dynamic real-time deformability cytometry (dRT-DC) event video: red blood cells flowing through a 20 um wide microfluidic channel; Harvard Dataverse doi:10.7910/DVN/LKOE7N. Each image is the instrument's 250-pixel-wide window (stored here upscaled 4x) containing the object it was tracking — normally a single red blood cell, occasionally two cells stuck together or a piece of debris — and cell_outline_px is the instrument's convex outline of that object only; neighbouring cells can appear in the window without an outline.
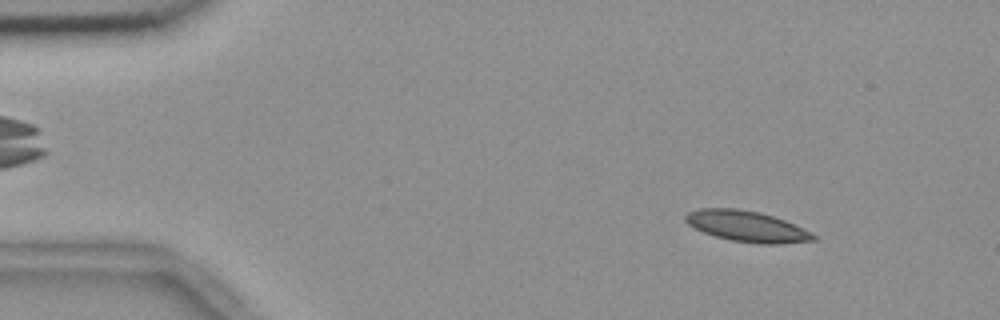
{"species": "common noctule bat (a hibernating species)", "species_latin": "Nyctalus noctula", "temperature_condition": "room temperature", "stored_images_in_passage": 54, "camera_frame_rate_fps": 3000, "um_per_image_px": 0.085, "animal": {"sex": "female", "body_mass_g": 18.4}, "frame": {"image": 1, "passage_image": 6, "time_ms": 1.667, "image_size_px": [1000, 320], "cell_outline_px": [[816, 240], [780, 244], [760, 244], [732, 240], [716, 236], [704, 232], [688, 224], [684, 220], [684, 216], [688, 212], [700, 208], [736, 208], [760, 212], [784, 220], [816, 236]], "centroid_in_image_um": [63.44, 19.23], "position_along_channel_um": 21.6, "area_um2": 22.66}}
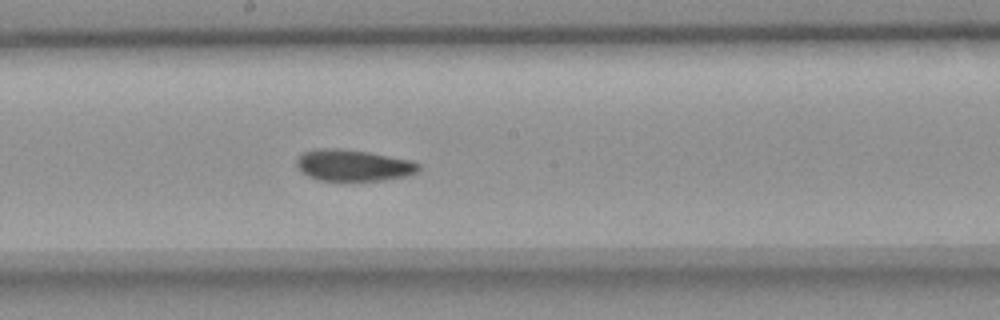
{"frame": {"image": 2, "passage_image": 29, "time_ms": 9.333, "image_size_px": [1000, 320], "cell_outline_px": [[420, 168], [416, 172], [404, 176], [384, 180], [316, 180], [308, 176], [296, 164], [296, 160], [304, 152], [316, 148], [344, 148], [368, 152], [412, 160], [420, 164]], "centroid_in_image_um": [30.03, 14.04], "position_along_channel_um": 218.2, "area_um2": 22.25}}
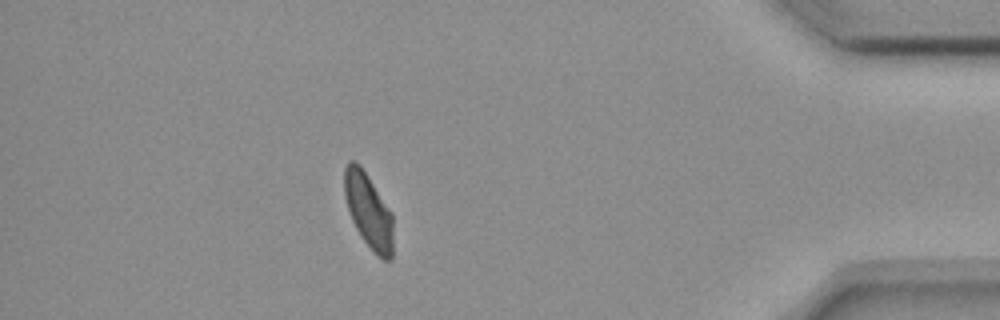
{"frame": {"image": 3, "passage_image": 48, "time_ms": 15.667, "image_size_px": [1000, 320], "cell_outline_px": [[392, 260], [384, 260], [364, 240], [356, 228], [352, 220], [344, 196], [344, 168], [348, 160], [356, 160], [360, 164], [392, 212]], "centroid_in_image_um": [31.3, 17.84], "position_along_channel_um": 403.9, "area_um2": 21.04}, "authors_computed_cell_mechanics": {"area_um2": 22.3975, "velocity_mm_per_s": 3.65, "shape_relaxation_time_tau1_ms": 6.7662, "shape_relaxation_time_tau2_ms": 2.1005, "deformation_change_tau1": 0.1304, "deformation_change_tau2": 0.0729}}